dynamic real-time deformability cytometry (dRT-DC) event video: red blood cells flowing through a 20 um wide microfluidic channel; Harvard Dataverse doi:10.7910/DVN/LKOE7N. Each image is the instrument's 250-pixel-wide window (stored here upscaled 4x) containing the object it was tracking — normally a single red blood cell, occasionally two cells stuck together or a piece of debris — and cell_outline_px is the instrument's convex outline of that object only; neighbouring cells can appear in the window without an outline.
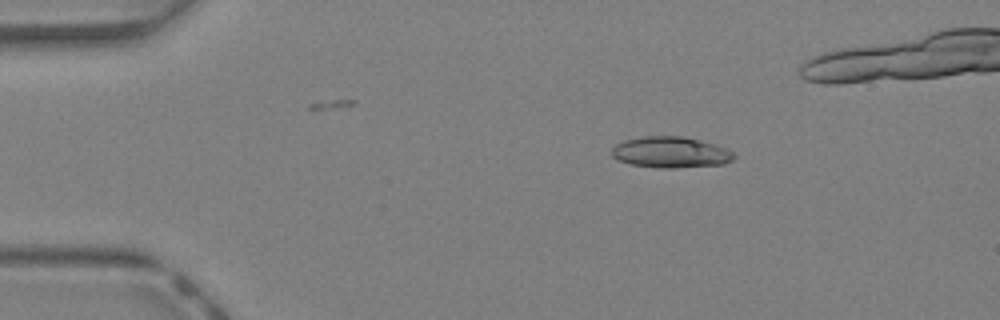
{"species": "Egyptian fruit bat (a non-hibernating species)", "species_latin": "Rousettus aegyptiacus", "temperature_condition": "warm", "stored_images_in_passage": 38, "camera_frame_rate_fps": 3000, "um_per_image_px": 0.085, "animal": {"sex": "female"}, "frame": {"image": 1, "passage_image": 7, "time_ms": 2.0, "image_size_px": [1000, 320], "cell_outline_px": [[736, 156], [732, 160], [724, 164], [676, 168], [660, 168], [632, 164], [616, 160], [612, 156], [612, 148], [616, 144], [624, 140], [644, 136], [684, 136], [716, 144], [728, 148]], "centroid_in_image_um": [57.02, 12.94], "position_along_channel_um": 28.0, "area_um2": 22.31}}
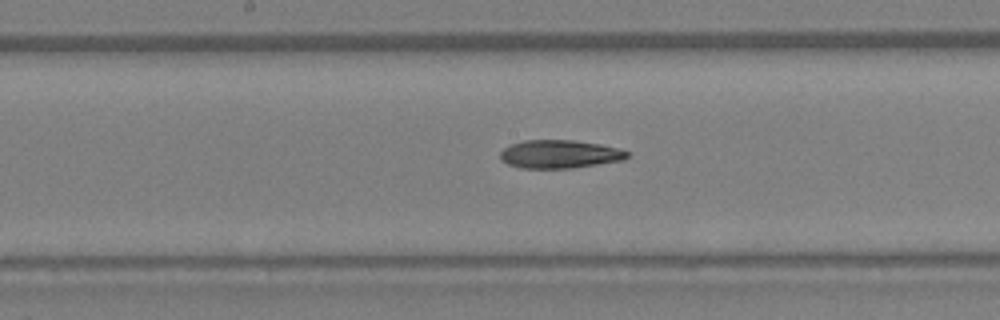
{"frame": {"image": 2, "passage_image": 22, "time_ms": 7.0, "image_size_px": [1000, 320], "cell_outline_px": [[628, 156], [624, 160], [572, 168], [520, 168], [508, 164], [500, 160], [500, 152], [504, 148], [512, 144], [524, 140], [572, 140], [600, 144], [620, 148], [628, 152]], "centroid_in_image_um": [47.56, 13.1], "position_along_channel_um": 200.6, "area_um2": 20.92}}
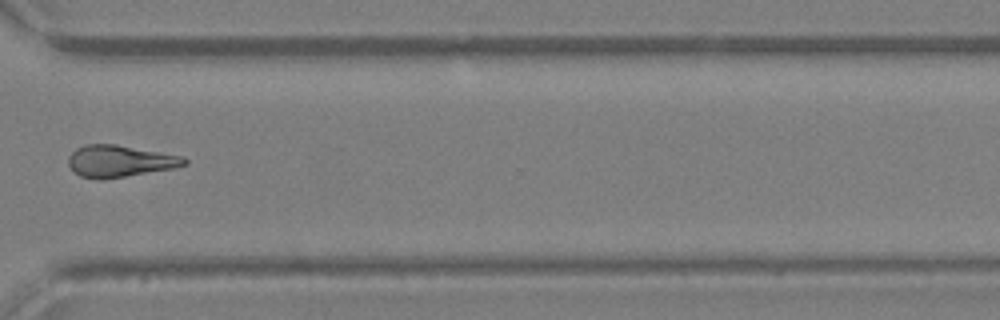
{"frame": {"image": 3, "passage_image": 32, "time_ms": 10.333, "image_size_px": [1000, 320], "cell_outline_px": [[188, 164], [176, 168], [104, 180], [100, 180], [80, 176], [68, 164], [68, 156], [76, 148], [84, 144], [116, 144], [184, 156], [188, 160]], "centroid_in_image_um": [10.21, 13.7], "position_along_channel_um": 360.4, "area_um2": 21.79}}